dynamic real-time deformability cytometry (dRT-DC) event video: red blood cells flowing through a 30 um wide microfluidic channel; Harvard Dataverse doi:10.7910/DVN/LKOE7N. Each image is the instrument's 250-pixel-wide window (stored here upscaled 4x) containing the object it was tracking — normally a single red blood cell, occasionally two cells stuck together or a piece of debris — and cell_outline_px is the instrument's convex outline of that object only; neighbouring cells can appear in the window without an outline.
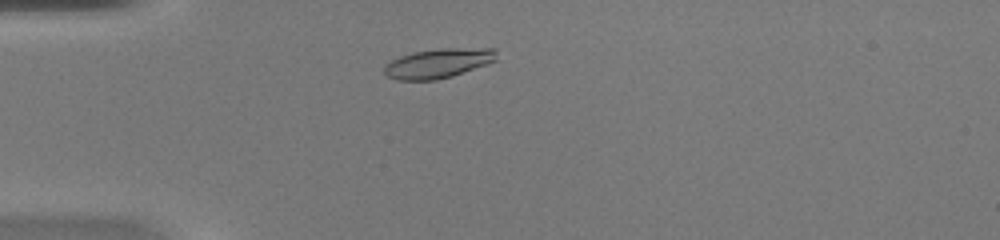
{"species": "common noctule bat (a hibernating species)", "species_latin": "Nyctalus noctula", "temperature_condition": "warm", "stored_images_in_passage": 42, "camera_frame_rate_fps": 3000, "um_per_image_px": 0.085, "animal": {"sex": "female", "body_mass_g": 20.0, "forearm_length_mm": 54.0}, "frame": {"image": 1, "passage_image": 6, "time_ms": 1.667, "image_size_px": [1000, 240], "cell_outline_px": [[496, 60], [488, 64], [452, 76], [436, 80], [396, 80], [388, 76], [384, 72], [384, 64], [400, 56], [412, 52], [440, 48], [496, 48]], "centroid_in_image_um": [37.25, 5.37], "position_along_channel_um": 47.8, "area_um2": 19.42}}
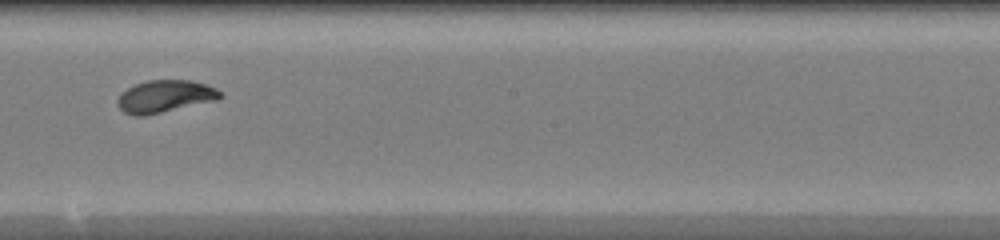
{"frame": {"image": 2, "passage_image": 21, "time_ms": 6.667, "image_size_px": [1000, 240], "cell_outline_px": [[224, 96], [216, 100], [144, 116], [132, 116], [124, 112], [116, 104], [116, 100], [120, 92], [136, 84], [148, 80], [192, 80], [216, 88]], "centroid_in_image_um": [13.98, 8.19], "position_along_channel_um": 234.2, "area_um2": 19.36}}
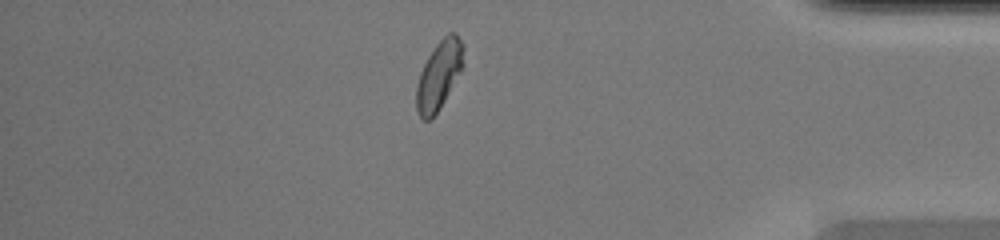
{"frame": {"image": 3, "passage_image": 35, "time_ms": 11.333, "image_size_px": [1000, 240], "cell_outline_px": [[464, 64], [460, 72], [440, 108], [428, 120], [424, 120], [420, 116], [416, 108], [416, 84], [420, 72], [428, 56], [436, 44], [448, 32], [456, 32], [464, 44]], "centroid_in_image_um": [37.33, 6.33], "position_along_channel_um": 397.9, "area_um2": 18.79}, "authors_computed_cell_mechanics": {"area_um2": 19.074, "velocity_mm_per_s": 4.1532, "shape_relaxation_time_tau1_ms": 2.6245, "shape_relaxation_time_tau2_ms": null, "deformation_change_tau1": 0.1634, "deformation_change_tau2": null}}